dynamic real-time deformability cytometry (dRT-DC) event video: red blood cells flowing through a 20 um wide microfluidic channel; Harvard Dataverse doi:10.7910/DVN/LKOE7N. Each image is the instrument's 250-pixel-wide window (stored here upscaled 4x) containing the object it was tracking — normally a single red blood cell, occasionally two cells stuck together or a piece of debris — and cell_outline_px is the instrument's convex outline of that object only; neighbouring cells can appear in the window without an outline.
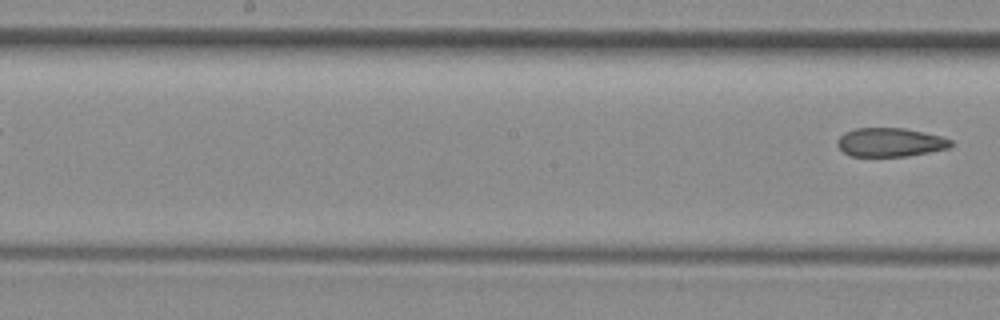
{"species": "common noctule bat (a hibernating species)", "species_latin": "Nyctalus noctula", "temperature_condition": "room temperature", "stored_images_in_passage": 9, "segment_of_instrument_passage": [2, 2], "camera_frame_rate_fps": 3000, "um_per_image_px": 0.085, "animal": {"sex": "female", "body_mass_g": 29.2, "forearm_length_mm": 56.3}, "frame": {"image": 1, "passage_image": 9, "time_ms": 9.333, "image_size_px": [1000, 320], "cell_outline_px": [[952, 144], [948, 148], [908, 156], [852, 156], [844, 152], [836, 144], [836, 140], [844, 132], [856, 128], [904, 128], [924, 132], [940, 136], [952, 140]], "centroid_in_image_um": [75.64, 12.09], "position_along_channel_um": 172.6, "area_um2": 18.96}}